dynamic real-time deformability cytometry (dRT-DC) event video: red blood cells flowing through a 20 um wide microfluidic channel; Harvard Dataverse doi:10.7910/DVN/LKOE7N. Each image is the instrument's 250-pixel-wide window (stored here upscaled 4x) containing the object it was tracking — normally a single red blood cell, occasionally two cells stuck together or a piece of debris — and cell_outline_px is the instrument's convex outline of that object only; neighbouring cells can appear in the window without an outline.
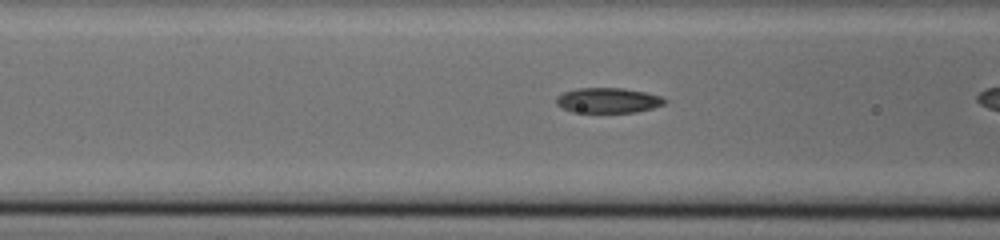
{"species": "common noctule bat (a hibernating species)", "species_latin": "Nyctalus noctula", "temperature_condition": "cold", "stored_images_in_passage": 36, "camera_frame_rate_fps": 3000, "um_per_image_px": 0.085, "animal": {"sex": "male", "body_mass_g": 20.0, "forearm_length_mm": 53.3}, "frame": {"image": 1, "passage_image": 16, "time_ms": 5.0, "image_size_px": [1000, 240], "cell_outline_px": [[668, 100], [664, 104], [652, 108], [636, 112], [572, 112], [556, 104], [556, 96], [564, 92], [576, 88], [624, 88], [644, 92], [660, 96]], "centroid_in_image_um": [51.67, 8.53], "position_along_channel_um": 114.9, "area_um2": 15.84}}
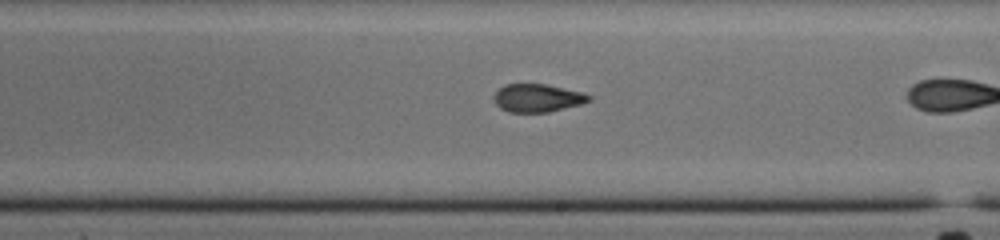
{"frame": {"image": 2, "passage_image": 26, "time_ms": 8.333, "image_size_px": [1000, 240], "cell_outline_px": [[592, 100], [580, 104], [548, 112], [508, 112], [500, 108], [496, 104], [492, 96], [504, 84], [544, 84], [584, 92], [592, 96]], "centroid_in_image_um": [45.68, 8.33], "position_along_channel_um": 243.3, "area_um2": 15.55}}